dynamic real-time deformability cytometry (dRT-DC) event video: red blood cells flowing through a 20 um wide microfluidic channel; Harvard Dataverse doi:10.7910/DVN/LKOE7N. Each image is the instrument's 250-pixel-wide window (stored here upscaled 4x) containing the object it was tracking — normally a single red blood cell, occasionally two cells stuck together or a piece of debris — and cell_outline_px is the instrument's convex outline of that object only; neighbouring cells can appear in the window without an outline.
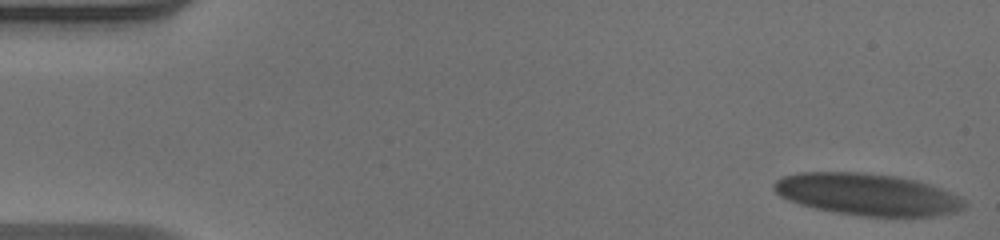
{"species": "human", "species_latin": "Homo sapiens", "temperature_condition": "warm", "stored_images_in_passage": 53, "camera_frame_rate_fps": 3000, "um_per_image_px": 0.085, "donor": {"sex": "male"}, "frame": {"image": 1, "passage_image": 1, "time_ms": 0.0, "image_size_px": [1000, 240], "cell_outline_px": [[968, 204], [964, 208], [956, 212], [932, 216], [860, 216], [836, 212], [816, 208], [800, 204], [788, 200], [780, 196], [772, 188], [772, 184], [776, 180], [784, 176], [800, 172], [860, 172], [896, 176], [916, 180], [940, 188], [960, 196]], "centroid_in_image_um": [73.72, 16.52], "position_along_channel_um": 11.3, "area_um2": 46.47}}
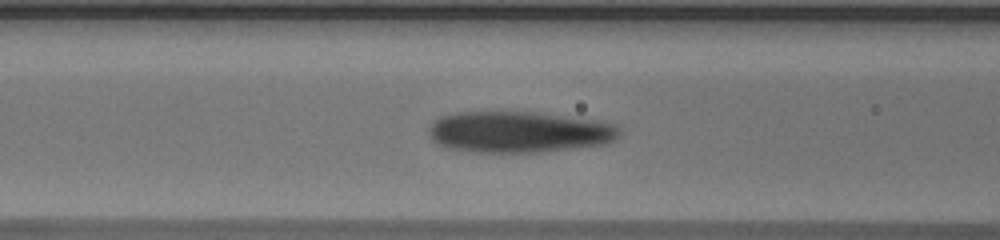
{"frame": {"image": 2, "passage_image": 21, "time_ms": 6.667, "image_size_px": [1000, 240], "cell_outline_px": [[620, 132], [616, 140], [608, 144], [544, 152], [476, 152], [448, 148], [432, 140], [428, 132], [428, 128], [440, 116], [456, 112], [540, 112], [596, 120], [616, 124], [620, 128]], "centroid_in_image_um": [44.16, 11.22], "position_along_channel_um": 122.4, "area_um2": 46.24}}
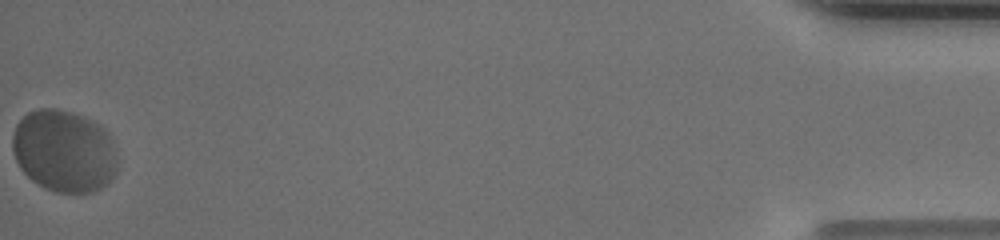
{"frame": {"image": 3, "passage_image": 53, "time_ms": 17.333, "image_size_px": [1000, 240], "cell_outline_px": [[116, 172], [108, 184], [92, 192], [56, 192], [44, 188], [32, 180], [20, 168], [16, 160], [12, 148], [12, 136], [16, 124], [28, 112], [40, 108], [56, 108], [72, 112], [84, 116], [100, 124], [108, 132], [116, 156]], "centroid_in_image_um": [5.43, 12.83], "position_along_channel_um": 429.8, "area_um2": 50.46}, "authors_computed_cell_mechanics": {"area_um2": 46.24, "velocity_mm_per_s": 3.7875, "shape_relaxation_time_tau1_ms": 5.9169, "shape_relaxation_time_tau2_ms": null, "deformation_change_tau1": 0.1881, "deformation_change_tau2": null}}